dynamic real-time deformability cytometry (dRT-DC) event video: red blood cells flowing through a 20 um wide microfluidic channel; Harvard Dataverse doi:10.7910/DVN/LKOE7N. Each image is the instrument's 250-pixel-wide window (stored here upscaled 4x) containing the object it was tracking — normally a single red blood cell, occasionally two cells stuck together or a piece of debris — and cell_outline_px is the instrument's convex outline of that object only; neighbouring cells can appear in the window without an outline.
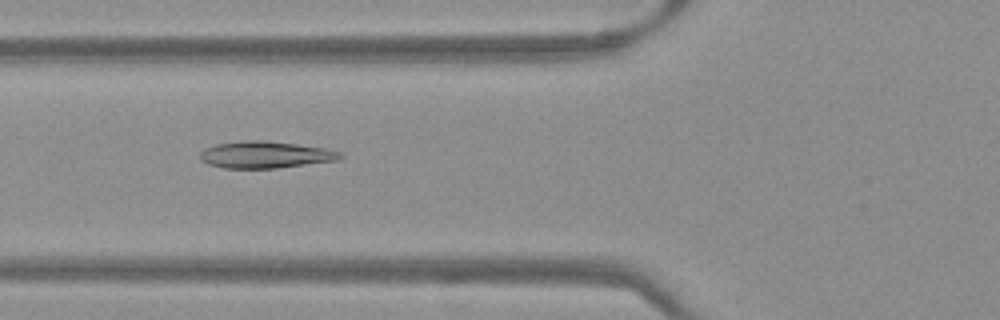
{"species": "Egyptian fruit bat (a non-hibernating species)", "species_latin": "Rousettus aegyptiacus", "temperature_condition": "warm", "stored_images_in_passage": 37, "camera_frame_rate_fps": 3000, "um_per_image_px": 0.085, "frame": {"image": 1, "passage_image": 8, "time_ms": 2.333, "image_size_px": [1000, 320], "cell_outline_px": [[344, 156], [340, 160], [276, 168], [224, 168], [208, 164], [200, 160], [200, 152], [204, 148], [216, 144], [240, 140], [264, 140], [328, 148], [340, 152]], "centroid_in_image_um": [22.56, 13.14], "position_along_channel_um": 103.2, "area_um2": 22.14}}
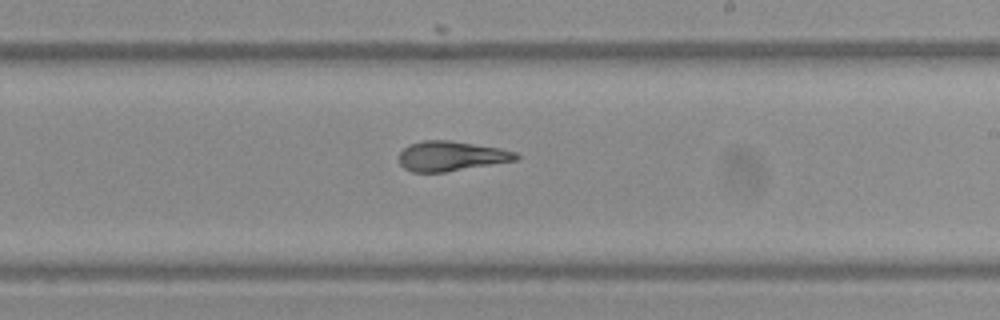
{"frame": {"image": 2, "passage_image": 19, "time_ms": 6.0, "image_size_px": [1000, 320], "cell_outline_px": [[520, 156], [516, 160], [444, 172], [412, 172], [404, 168], [400, 164], [400, 152], [408, 144], [424, 140], [448, 140], [500, 148], [516, 152]], "centroid_in_image_um": [38.33, 13.26], "position_along_channel_um": 250.7, "area_um2": 20.17}}
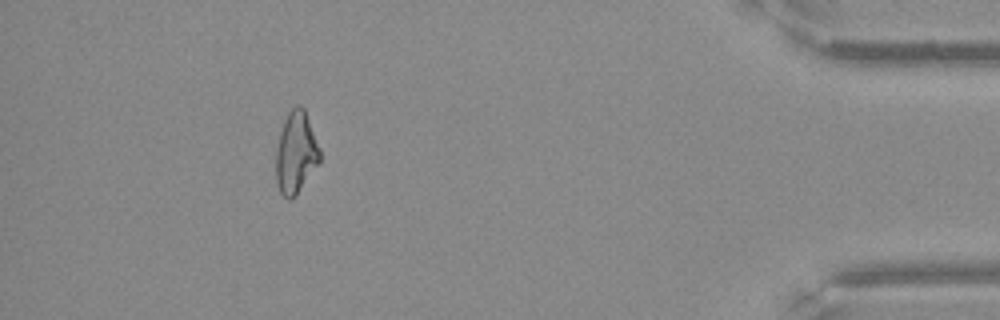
{"frame": {"image": 3, "passage_image": 35, "time_ms": 11.333, "image_size_px": [1000, 320], "cell_outline_px": [[320, 160], [296, 196], [292, 200], [288, 200], [280, 192], [276, 184], [276, 148], [280, 132], [284, 120], [288, 112], [296, 104], [300, 104], [304, 108], [320, 148]], "centroid_in_image_um": [25.14, 12.98], "position_along_channel_um": 410.1, "area_um2": 20.98}}